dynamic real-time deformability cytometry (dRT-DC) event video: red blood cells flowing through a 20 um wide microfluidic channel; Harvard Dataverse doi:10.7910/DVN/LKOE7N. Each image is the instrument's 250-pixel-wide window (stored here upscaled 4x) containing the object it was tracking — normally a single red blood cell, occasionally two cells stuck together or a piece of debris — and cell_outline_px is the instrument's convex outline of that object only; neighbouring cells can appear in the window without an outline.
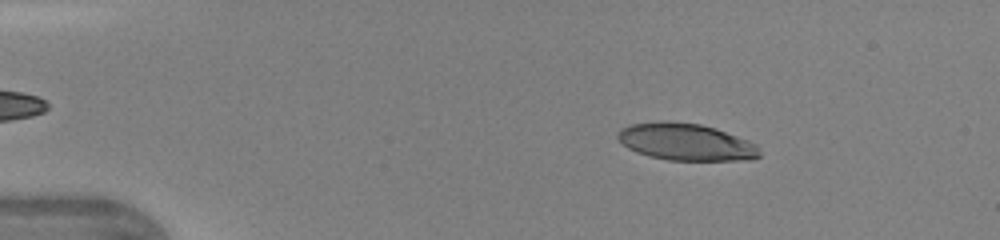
{"species": "human", "species_latin": "Homo sapiens", "temperature_condition": "warm", "stored_images_in_passage": 44, "camera_frame_rate_fps": 3000, "um_per_image_px": 0.085, "donor": {"sex": "female"}, "frame": {"image": 1, "passage_image": 7, "time_ms": 2.0, "image_size_px": [1000, 240], "cell_outline_px": [[760, 156], [752, 160], [668, 160], [648, 156], [636, 152], [628, 148], [616, 136], [616, 132], [620, 128], [628, 124], [660, 120], [668, 120], [700, 124], [716, 128], [748, 140], [756, 144], [760, 152]], "centroid_in_image_um": [58.27, 12.05], "position_along_channel_um": 26.7, "area_um2": 30.98}}
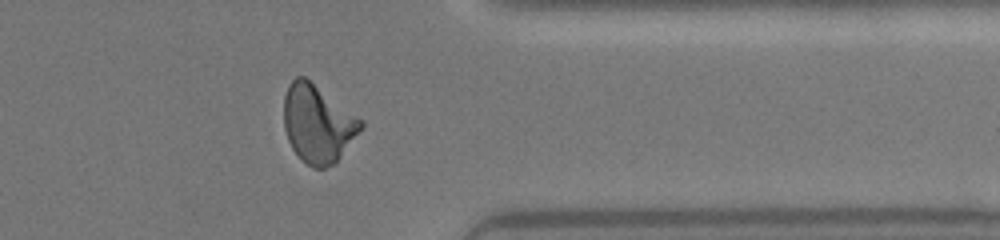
{"frame": {"image": 2, "passage_image": 36, "time_ms": 11.667, "image_size_px": [1000, 240], "cell_outline_px": [[364, 124], [340, 156], [332, 164], [324, 168], [312, 168], [292, 148], [288, 140], [284, 128], [284, 96], [288, 84], [296, 76], [304, 76], [360, 120]], "centroid_in_image_um": [26.94, 10.51], "position_along_channel_um": 384.5, "area_um2": 33.76}}
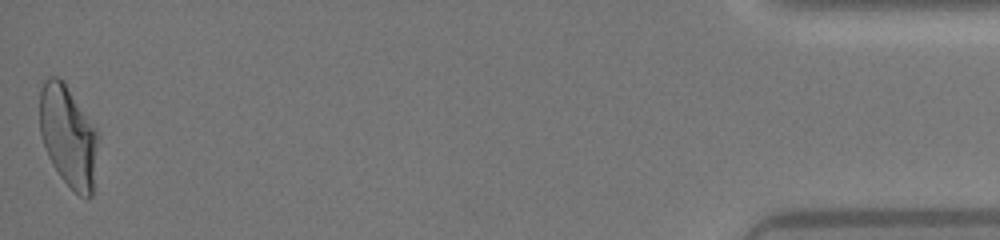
{"frame": {"image": 3, "passage_image": 44, "time_ms": 14.333, "image_size_px": [1000, 240], "cell_outline_px": [[100, 136], [92, 196], [80, 196], [60, 176], [52, 164], [48, 156], [40, 132], [40, 88], [44, 80], [48, 76], [56, 76], [64, 84], [96, 128]], "centroid_in_image_um": [5.82, 11.59], "position_along_channel_um": 429.4, "area_um2": 34.22}}